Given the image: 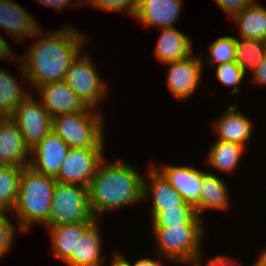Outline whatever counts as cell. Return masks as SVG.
I'll return each instance as SVG.
<instances>
[{"label":"cell","instance_id":"16","mask_svg":"<svg viewBox=\"0 0 266 266\" xmlns=\"http://www.w3.org/2000/svg\"><path fill=\"white\" fill-rule=\"evenodd\" d=\"M216 119L212 128L217 136L216 140L236 143L246 148L254 129L249 117L230 103L227 110Z\"/></svg>","mask_w":266,"mask_h":266},{"label":"cell","instance_id":"25","mask_svg":"<svg viewBox=\"0 0 266 266\" xmlns=\"http://www.w3.org/2000/svg\"><path fill=\"white\" fill-rule=\"evenodd\" d=\"M22 85L10 72L0 69V118L10 117L33 94Z\"/></svg>","mask_w":266,"mask_h":266},{"label":"cell","instance_id":"18","mask_svg":"<svg viewBox=\"0 0 266 266\" xmlns=\"http://www.w3.org/2000/svg\"><path fill=\"white\" fill-rule=\"evenodd\" d=\"M183 0H139V7L133 18L146 27H175Z\"/></svg>","mask_w":266,"mask_h":266},{"label":"cell","instance_id":"20","mask_svg":"<svg viewBox=\"0 0 266 266\" xmlns=\"http://www.w3.org/2000/svg\"><path fill=\"white\" fill-rule=\"evenodd\" d=\"M193 52L191 38L176 27L162 28L154 49L157 61L163 64L187 58Z\"/></svg>","mask_w":266,"mask_h":266},{"label":"cell","instance_id":"23","mask_svg":"<svg viewBox=\"0 0 266 266\" xmlns=\"http://www.w3.org/2000/svg\"><path fill=\"white\" fill-rule=\"evenodd\" d=\"M255 0L244 7L231 19L238 26V36L256 40H266V8Z\"/></svg>","mask_w":266,"mask_h":266},{"label":"cell","instance_id":"39","mask_svg":"<svg viewBox=\"0 0 266 266\" xmlns=\"http://www.w3.org/2000/svg\"><path fill=\"white\" fill-rule=\"evenodd\" d=\"M257 260L251 266H266V248L260 251Z\"/></svg>","mask_w":266,"mask_h":266},{"label":"cell","instance_id":"7","mask_svg":"<svg viewBox=\"0 0 266 266\" xmlns=\"http://www.w3.org/2000/svg\"><path fill=\"white\" fill-rule=\"evenodd\" d=\"M64 81L90 108L96 109L100 100L106 98L108 88L101 79L89 54H79L70 64Z\"/></svg>","mask_w":266,"mask_h":266},{"label":"cell","instance_id":"22","mask_svg":"<svg viewBox=\"0 0 266 266\" xmlns=\"http://www.w3.org/2000/svg\"><path fill=\"white\" fill-rule=\"evenodd\" d=\"M93 223L80 222L50 227L48 232L50 234L53 255L65 263L73 253H76L78 238H81L83 233Z\"/></svg>","mask_w":266,"mask_h":266},{"label":"cell","instance_id":"4","mask_svg":"<svg viewBox=\"0 0 266 266\" xmlns=\"http://www.w3.org/2000/svg\"><path fill=\"white\" fill-rule=\"evenodd\" d=\"M83 111L60 114L52 118L54 131L69 148H106L102 111Z\"/></svg>","mask_w":266,"mask_h":266},{"label":"cell","instance_id":"17","mask_svg":"<svg viewBox=\"0 0 266 266\" xmlns=\"http://www.w3.org/2000/svg\"><path fill=\"white\" fill-rule=\"evenodd\" d=\"M34 16L19 3L12 0H0V27L4 29L14 41L21 42L40 29Z\"/></svg>","mask_w":266,"mask_h":266},{"label":"cell","instance_id":"1","mask_svg":"<svg viewBox=\"0 0 266 266\" xmlns=\"http://www.w3.org/2000/svg\"><path fill=\"white\" fill-rule=\"evenodd\" d=\"M33 38L35 42L25 49L24 56L22 59L18 57L17 61L22 70L21 76L34 90L43 84L64 81L70 64L89 40L86 34L70 24L48 33L41 27Z\"/></svg>","mask_w":266,"mask_h":266},{"label":"cell","instance_id":"38","mask_svg":"<svg viewBox=\"0 0 266 266\" xmlns=\"http://www.w3.org/2000/svg\"><path fill=\"white\" fill-rule=\"evenodd\" d=\"M253 76L251 80L254 81V83L263 86L266 85V54L262 60V62L257 66L256 70L252 73Z\"/></svg>","mask_w":266,"mask_h":266},{"label":"cell","instance_id":"13","mask_svg":"<svg viewBox=\"0 0 266 266\" xmlns=\"http://www.w3.org/2000/svg\"><path fill=\"white\" fill-rule=\"evenodd\" d=\"M69 149V146L54 131H51L30 150L29 166L39 173L55 178Z\"/></svg>","mask_w":266,"mask_h":266},{"label":"cell","instance_id":"5","mask_svg":"<svg viewBox=\"0 0 266 266\" xmlns=\"http://www.w3.org/2000/svg\"><path fill=\"white\" fill-rule=\"evenodd\" d=\"M203 225L168 226L152 228L156 241L157 256L173 264H188L191 259L201 253L202 239L205 237Z\"/></svg>","mask_w":266,"mask_h":266},{"label":"cell","instance_id":"27","mask_svg":"<svg viewBox=\"0 0 266 266\" xmlns=\"http://www.w3.org/2000/svg\"><path fill=\"white\" fill-rule=\"evenodd\" d=\"M150 215L152 228L203 224L195 208H165L163 211H150Z\"/></svg>","mask_w":266,"mask_h":266},{"label":"cell","instance_id":"10","mask_svg":"<svg viewBox=\"0 0 266 266\" xmlns=\"http://www.w3.org/2000/svg\"><path fill=\"white\" fill-rule=\"evenodd\" d=\"M201 55H189L187 58L174 62L165 63L168 65L166 83L169 91L181 101L192 97L200 82L203 74V61Z\"/></svg>","mask_w":266,"mask_h":266},{"label":"cell","instance_id":"28","mask_svg":"<svg viewBox=\"0 0 266 266\" xmlns=\"http://www.w3.org/2000/svg\"><path fill=\"white\" fill-rule=\"evenodd\" d=\"M22 169L0 165V210L12 212L18 197Z\"/></svg>","mask_w":266,"mask_h":266},{"label":"cell","instance_id":"12","mask_svg":"<svg viewBox=\"0 0 266 266\" xmlns=\"http://www.w3.org/2000/svg\"><path fill=\"white\" fill-rule=\"evenodd\" d=\"M35 91L43 107L55 117L60 114H72L83 111H96L88 107L65 81L39 86Z\"/></svg>","mask_w":266,"mask_h":266},{"label":"cell","instance_id":"14","mask_svg":"<svg viewBox=\"0 0 266 266\" xmlns=\"http://www.w3.org/2000/svg\"><path fill=\"white\" fill-rule=\"evenodd\" d=\"M183 197L186 203L195 207L200 201L202 171L186 165L152 164Z\"/></svg>","mask_w":266,"mask_h":266},{"label":"cell","instance_id":"11","mask_svg":"<svg viewBox=\"0 0 266 266\" xmlns=\"http://www.w3.org/2000/svg\"><path fill=\"white\" fill-rule=\"evenodd\" d=\"M148 164L147 177L143 178L142 202L152 204L149 211H163L165 208H194L185 202L177 190L171 186L163 175L152 165ZM152 196V197H151Z\"/></svg>","mask_w":266,"mask_h":266},{"label":"cell","instance_id":"2","mask_svg":"<svg viewBox=\"0 0 266 266\" xmlns=\"http://www.w3.org/2000/svg\"><path fill=\"white\" fill-rule=\"evenodd\" d=\"M124 162L104 159L87 187L89 206L98 220L106 212L142 203L144 175L133 164Z\"/></svg>","mask_w":266,"mask_h":266},{"label":"cell","instance_id":"34","mask_svg":"<svg viewBox=\"0 0 266 266\" xmlns=\"http://www.w3.org/2000/svg\"><path fill=\"white\" fill-rule=\"evenodd\" d=\"M202 253L195 255L191 261L187 264L190 266H202L203 262L202 261ZM229 258V259H228ZM225 256L223 253L221 255H216L213 258L209 259L207 261L208 264L204 265V266H233L234 264H232V259L230 257Z\"/></svg>","mask_w":266,"mask_h":266},{"label":"cell","instance_id":"36","mask_svg":"<svg viewBox=\"0 0 266 266\" xmlns=\"http://www.w3.org/2000/svg\"><path fill=\"white\" fill-rule=\"evenodd\" d=\"M116 253L126 262L127 266H164L162 262V256L159 255V258L157 259H151L150 257L146 258H140L134 263H131L128 261L124 255H122L120 252L116 251ZM161 258V259H160Z\"/></svg>","mask_w":266,"mask_h":266},{"label":"cell","instance_id":"21","mask_svg":"<svg viewBox=\"0 0 266 266\" xmlns=\"http://www.w3.org/2000/svg\"><path fill=\"white\" fill-rule=\"evenodd\" d=\"M210 171L202 170L200 201L194 207L200 218L206 209L222 211L229 209L231 205L229 186L216 173H213V170Z\"/></svg>","mask_w":266,"mask_h":266},{"label":"cell","instance_id":"40","mask_svg":"<svg viewBox=\"0 0 266 266\" xmlns=\"http://www.w3.org/2000/svg\"><path fill=\"white\" fill-rule=\"evenodd\" d=\"M112 255L110 266H127L126 262L116 253Z\"/></svg>","mask_w":266,"mask_h":266},{"label":"cell","instance_id":"37","mask_svg":"<svg viewBox=\"0 0 266 266\" xmlns=\"http://www.w3.org/2000/svg\"><path fill=\"white\" fill-rule=\"evenodd\" d=\"M3 35L0 33V60L1 59H6L10 62H13L17 59V55L11 47L9 46V43L2 37Z\"/></svg>","mask_w":266,"mask_h":266},{"label":"cell","instance_id":"35","mask_svg":"<svg viewBox=\"0 0 266 266\" xmlns=\"http://www.w3.org/2000/svg\"><path fill=\"white\" fill-rule=\"evenodd\" d=\"M74 2L73 0H37V3L39 5H44L45 7H50V8H53L57 11H61V9L63 10V8L67 7V5H69L68 7L70 6H73L74 7L76 6H81L82 7V0H77L76 3H72Z\"/></svg>","mask_w":266,"mask_h":266},{"label":"cell","instance_id":"31","mask_svg":"<svg viewBox=\"0 0 266 266\" xmlns=\"http://www.w3.org/2000/svg\"><path fill=\"white\" fill-rule=\"evenodd\" d=\"M82 4L89 5L107 12H122L134 17L139 7V0H82Z\"/></svg>","mask_w":266,"mask_h":266},{"label":"cell","instance_id":"8","mask_svg":"<svg viewBox=\"0 0 266 266\" xmlns=\"http://www.w3.org/2000/svg\"><path fill=\"white\" fill-rule=\"evenodd\" d=\"M9 118L20 130L29 150H32L52 131L51 115L33 94L19 104Z\"/></svg>","mask_w":266,"mask_h":266},{"label":"cell","instance_id":"33","mask_svg":"<svg viewBox=\"0 0 266 266\" xmlns=\"http://www.w3.org/2000/svg\"><path fill=\"white\" fill-rule=\"evenodd\" d=\"M224 13L232 17L244 7H248L255 0H214Z\"/></svg>","mask_w":266,"mask_h":266},{"label":"cell","instance_id":"26","mask_svg":"<svg viewBox=\"0 0 266 266\" xmlns=\"http://www.w3.org/2000/svg\"><path fill=\"white\" fill-rule=\"evenodd\" d=\"M236 57L235 62L240 66L245 75L247 70H256L266 54V40H256L234 36ZM249 68V69H248Z\"/></svg>","mask_w":266,"mask_h":266},{"label":"cell","instance_id":"9","mask_svg":"<svg viewBox=\"0 0 266 266\" xmlns=\"http://www.w3.org/2000/svg\"><path fill=\"white\" fill-rule=\"evenodd\" d=\"M105 149L70 148L55 177L57 182L88 187L99 164L105 159Z\"/></svg>","mask_w":266,"mask_h":266},{"label":"cell","instance_id":"6","mask_svg":"<svg viewBox=\"0 0 266 266\" xmlns=\"http://www.w3.org/2000/svg\"><path fill=\"white\" fill-rule=\"evenodd\" d=\"M96 220L89 206L86 187L56 181L50 215L43 225L47 226L46 229L62 224L95 222Z\"/></svg>","mask_w":266,"mask_h":266},{"label":"cell","instance_id":"29","mask_svg":"<svg viewBox=\"0 0 266 266\" xmlns=\"http://www.w3.org/2000/svg\"><path fill=\"white\" fill-rule=\"evenodd\" d=\"M210 57L208 65L216 66L225 64L227 62L235 61L236 48L234 37L230 35H223L214 40L209 46Z\"/></svg>","mask_w":266,"mask_h":266},{"label":"cell","instance_id":"24","mask_svg":"<svg viewBox=\"0 0 266 266\" xmlns=\"http://www.w3.org/2000/svg\"><path fill=\"white\" fill-rule=\"evenodd\" d=\"M208 150L206 164L221 173L231 174L238 169L245 147L236 143L215 140Z\"/></svg>","mask_w":266,"mask_h":266},{"label":"cell","instance_id":"32","mask_svg":"<svg viewBox=\"0 0 266 266\" xmlns=\"http://www.w3.org/2000/svg\"><path fill=\"white\" fill-rule=\"evenodd\" d=\"M8 212L0 210V259L6 255L14 243V237L19 226L17 223H12L8 218Z\"/></svg>","mask_w":266,"mask_h":266},{"label":"cell","instance_id":"30","mask_svg":"<svg viewBox=\"0 0 266 266\" xmlns=\"http://www.w3.org/2000/svg\"><path fill=\"white\" fill-rule=\"evenodd\" d=\"M216 69L215 74L218 81L227 87H233L230 91V94L237 96L240 90V84L243 82V79L246 77L243 70L235 62H227L225 64H219L214 66Z\"/></svg>","mask_w":266,"mask_h":266},{"label":"cell","instance_id":"19","mask_svg":"<svg viewBox=\"0 0 266 266\" xmlns=\"http://www.w3.org/2000/svg\"><path fill=\"white\" fill-rule=\"evenodd\" d=\"M98 219L78 238L76 253L65 262L67 266H103L106 257H102L103 239Z\"/></svg>","mask_w":266,"mask_h":266},{"label":"cell","instance_id":"15","mask_svg":"<svg viewBox=\"0 0 266 266\" xmlns=\"http://www.w3.org/2000/svg\"><path fill=\"white\" fill-rule=\"evenodd\" d=\"M30 150L16 124L0 118V165L24 168L29 166Z\"/></svg>","mask_w":266,"mask_h":266},{"label":"cell","instance_id":"3","mask_svg":"<svg viewBox=\"0 0 266 266\" xmlns=\"http://www.w3.org/2000/svg\"><path fill=\"white\" fill-rule=\"evenodd\" d=\"M56 179L39 173L30 166L21 171L19 191L11 214H15L20 232H30L34 224L48 221Z\"/></svg>","mask_w":266,"mask_h":266}]
</instances>
